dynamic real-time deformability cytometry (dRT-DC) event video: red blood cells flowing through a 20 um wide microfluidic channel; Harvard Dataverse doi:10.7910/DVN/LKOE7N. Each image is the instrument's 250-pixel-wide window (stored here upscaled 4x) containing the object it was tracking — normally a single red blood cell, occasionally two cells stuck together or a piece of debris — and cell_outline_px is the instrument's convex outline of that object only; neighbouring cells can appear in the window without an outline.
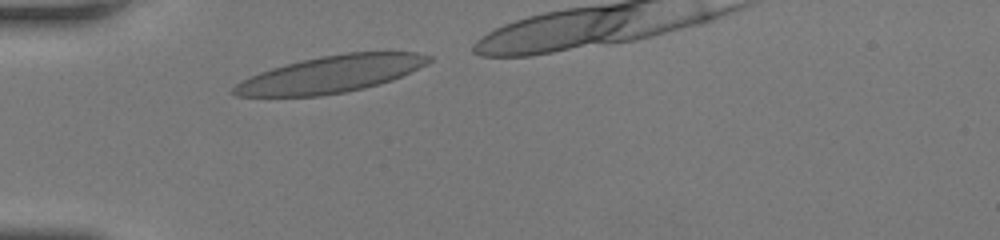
{"species": "human", "species_latin": "Homo sapiens", "temperature_condition": "room temperature", "stored_images_in_passage": 23, "camera_frame_rate_fps": 3000, "um_per_image_px": 0.085, "donor": {"sex": "female"}, "frame": {"image": 1, "passage_image": 1, "time_ms": 0.0, "image_size_px": [1000, 240], "cell_outline_px": [[432, 60], [428, 64], [392, 80], [364, 88], [344, 92], [320, 96], [236, 96], [232, 92], [232, 88], [236, 84], [260, 72], [272, 68], [320, 56], [348, 52], [416, 52], [432, 56]], "centroid_in_image_um": [28.17, 6.3], "position_along_channel_um": 56.8, "area_um2": 41.5}}
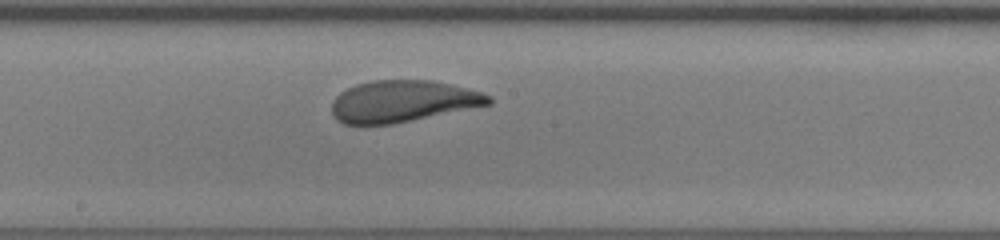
{"frame": {"image": 2, "passage_image": 13, "time_ms": 4.0, "image_size_px": [1000, 240], "cell_outline_px": [[492, 104], [392, 124], [344, 124], [336, 120], [332, 116], [332, 100], [340, 92], [356, 84], [372, 80], [432, 80], [480, 92], [492, 96]], "centroid_in_image_um": [34.19, 8.61], "position_along_channel_um": 214.0, "area_um2": 37.97}}
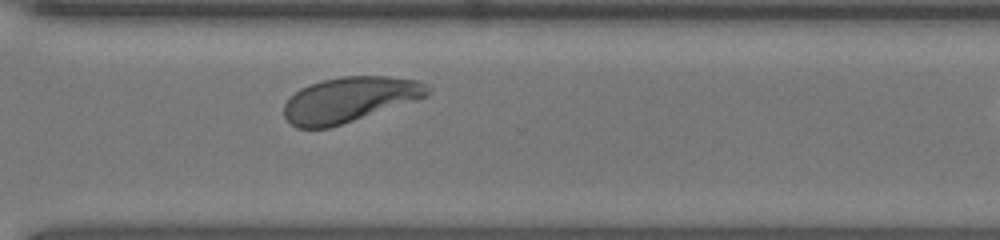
{"frame": {"image": 3, "passage_image": 22, "time_ms": 7.0, "image_size_px": [1000, 240], "cell_outline_px": [[432, 92], [428, 96], [420, 100], [328, 128], [296, 128], [284, 116], [284, 104], [300, 88], [308, 84], [324, 80], [344, 76], [388, 76], [420, 80], [428, 84], [432, 88]], "centroid_in_image_um": [29.8, 8.45], "position_along_channel_um": 340.8, "area_um2": 38.09}}